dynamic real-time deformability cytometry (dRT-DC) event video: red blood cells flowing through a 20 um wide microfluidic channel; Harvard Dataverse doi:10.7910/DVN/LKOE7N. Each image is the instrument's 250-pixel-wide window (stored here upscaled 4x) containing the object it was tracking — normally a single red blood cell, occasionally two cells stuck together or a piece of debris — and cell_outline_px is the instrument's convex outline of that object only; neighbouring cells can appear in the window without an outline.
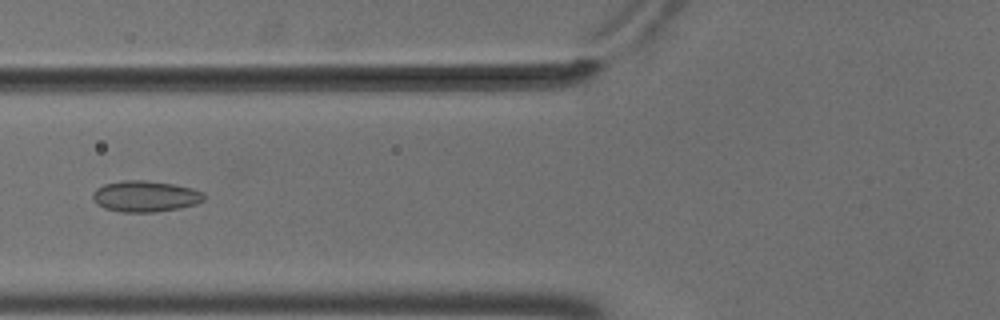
{"species": "common noctule bat (a hibernating species)", "species_latin": "Nyctalus noctula", "temperature_condition": "cold", "stored_images_in_passage": 9, "camera_frame_rate_fps": 3000, "um_per_image_px": 0.085, "animal": {"sex": "male", "body_mass_g": 18.8}, "frame": {"image": 1, "passage_image": 6, "time_ms": 1.667, "image_size_px": [1000, 320], "cell_outline_px": [[204, 200], [196, 204], [180, 208], [152, 212], [120, 212], [104, 208], [96, 204], [92, 196], [96, 188], [104, 184], [124, 180], [144, 180], [172, 184], [192, 188], [200, 192], [204, 196]], "centroid_in_image_um": [12.31, 16.69], "position_along_channel_um": 113.5, "area_um2": 20.06}}
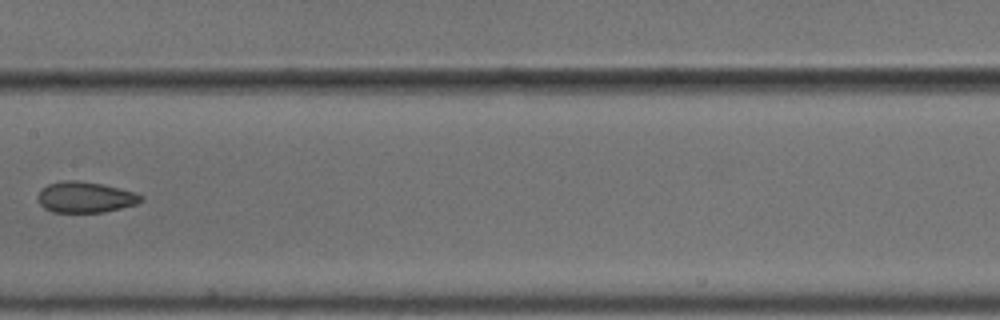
{"frame": {"image": 2, "passage_image": 8, "time_ms": 2.333, "image_size_px": [1000, 320], "cell_outline_px": [[144, 200], [136, 204], [104, 212], [52, 212], [44, 208], [40, 204], [36, 196], [40, 188], [48, 184], [64, 180], [76, 180], [100, 184], [136, 192], [144, 196]], "centroid_in_image_um": [7.22, 16.76], "position_along_channel_um": 200.2, "area_um2": 18.67}}
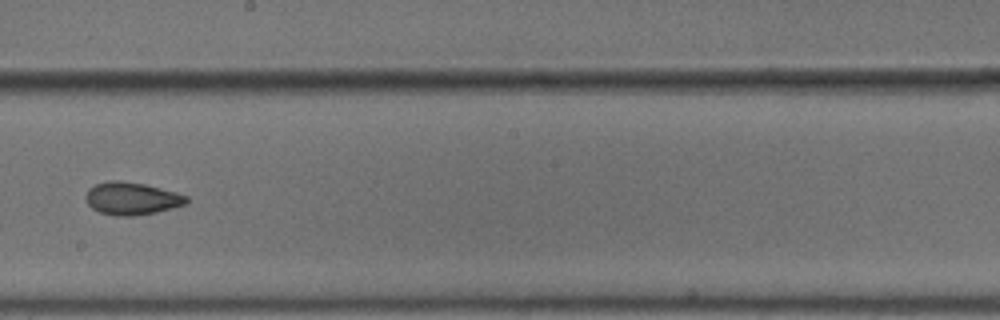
{"frame": {"image": 3, "passage_image": 9, "time_ms": 2.667, "image_size_px": [1000, 320], "cell_outline_px": [[188, 204], [156, 212], [132, 216], [116, 216], [100, 212], [92, 208], [88, 204], [84, 196], [88, 188], [96, 184], [112, 180], [120, 180], [144, 184], [176, 192], [188, 196]], "centroid_in_image_um": [11.19, 16.87], "position_along_channel_um": 237.0, "area_um2": 19.19}}